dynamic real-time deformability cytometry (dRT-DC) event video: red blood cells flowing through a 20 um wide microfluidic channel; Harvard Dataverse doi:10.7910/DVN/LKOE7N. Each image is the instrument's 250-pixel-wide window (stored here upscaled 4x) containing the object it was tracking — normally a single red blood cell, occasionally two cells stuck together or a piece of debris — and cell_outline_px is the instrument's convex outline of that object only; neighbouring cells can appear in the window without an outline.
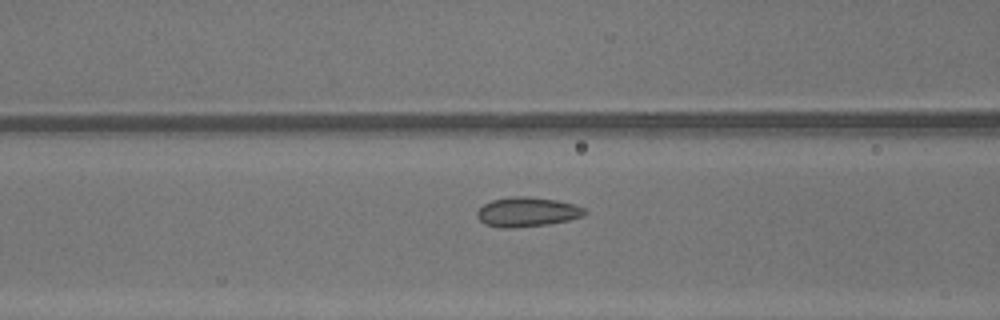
{"species": "common noctule bat (a hibernating species)", "species_latin": "Nyctalus noctula", "temperature_condition": "warm", "stored_images_in_passage": 49, "camera_frame_rate_fps": 3000, "um_per_image_px": 0.085, "animal": {"sex": "male", "body_mass_g": 13.3}, "frame": {"image": 1, "passage_image": 21, "time_ms": 6.667, "image_size_px": [1000, 320], "cell_outline_px": [[588, 212], [584, 216], [568, 220], [548, 224], [512, 228], [500, 228], [484, 224], [476, 216], [476, 212], [484, 204], [492, 200], [508, 196], [528, 196], [556, 200], [576, 204], [584, 208]], "centroid_in_image_um": [44.81, 18.01], "position_along_channel_um": 121.8, "area_um2": 18.73}}
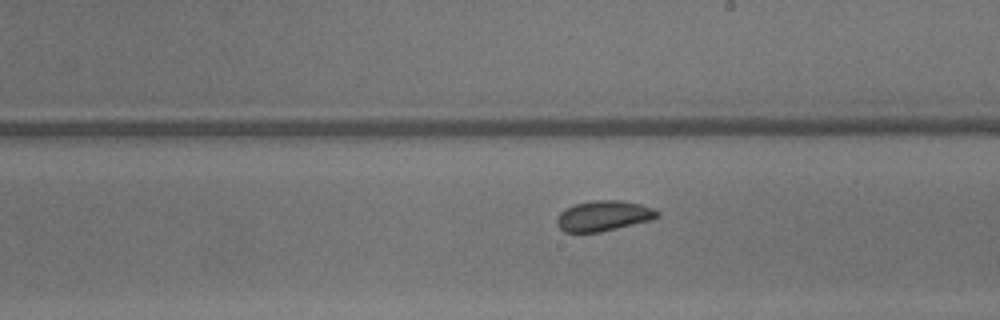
{"frame": {"image": 2, "passage_image": 29, "time_ms": 9.333, "image_size_px": [1000, 320], "cell_outline_px": [[660, 216], [652, 220], [600, 232], [564, 232], [556, 224], [556, 220], [560, 212], [564, 208], [576, 204], [596, 200], [620, 200], [640, 204], [652, 208], [660, 212]], "centroid_in_image_um": [51.3, 18.35], "position_along_channel_um": 237.7, "area_um2": 17.8}}
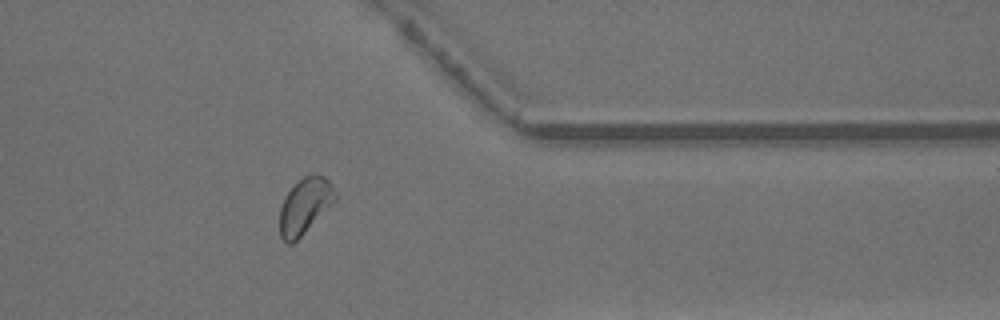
{"frame": {"image": 3, "passage_image": 40, "time_ms": 13.0, "image_size_px": [1000, 320], "cell_outline_px": [[336, 200], [292, 244], [288, 244], [280, 236], [280, 208], [284, 196], [304, 176], [312, 172], [324, 176], [332, 184], [336, 192]], "centroid_in_image_um": [25.92, 17.46], "position_along_channel_um": 385.5, "area_um2": 17.8}, "authors_computed_cell_mechanics": {"area_um2": 18.785, "velocity_mm_per_s": 4.3554, "shape_relaxation_time_tau1_ms": 3.805, "shape_relaxation_time_tau2_ms": 0.9455, "deformation_change_tau1": 0.0592, "deformation_change_tau2": 0.0529}}